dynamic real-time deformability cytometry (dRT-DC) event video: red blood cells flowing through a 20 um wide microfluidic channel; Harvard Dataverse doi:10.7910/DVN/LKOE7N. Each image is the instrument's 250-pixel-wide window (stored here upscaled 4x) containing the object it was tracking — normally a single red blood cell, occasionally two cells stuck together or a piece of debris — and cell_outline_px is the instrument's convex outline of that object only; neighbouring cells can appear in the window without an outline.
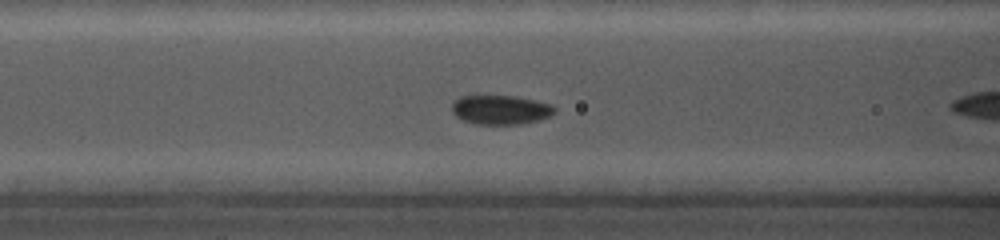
{"species": "common noctule bat (a hibernating species)", "species_latin": "Nyctalus noctula", "temperature_condition": "cold", "stored_images_in_passage": 8, "camera_frame_rate_fps": 5000, "um_per_image_px": 0.085, "animal": {"sex": "female", "body_mass_g": 19.0, "forearm_length_mm": 56.7}, "frame": {"image": 1, "passage_image": 5, "time_ms": 2.4, "image_size_px": [1000, 240], "cell_outline_px": [[556, 112], [548, 116], [536, 120], [520, 124], [476, 124], [464, 120], [456, 116], [452, 112], [452, 104], [460, 96], [516, 96], [552, 104], [556, 108]], "centroid_in_image_um": [42.55, 9.32], "position_along_channel_um": 124.0, "area_um2": 17.34}}